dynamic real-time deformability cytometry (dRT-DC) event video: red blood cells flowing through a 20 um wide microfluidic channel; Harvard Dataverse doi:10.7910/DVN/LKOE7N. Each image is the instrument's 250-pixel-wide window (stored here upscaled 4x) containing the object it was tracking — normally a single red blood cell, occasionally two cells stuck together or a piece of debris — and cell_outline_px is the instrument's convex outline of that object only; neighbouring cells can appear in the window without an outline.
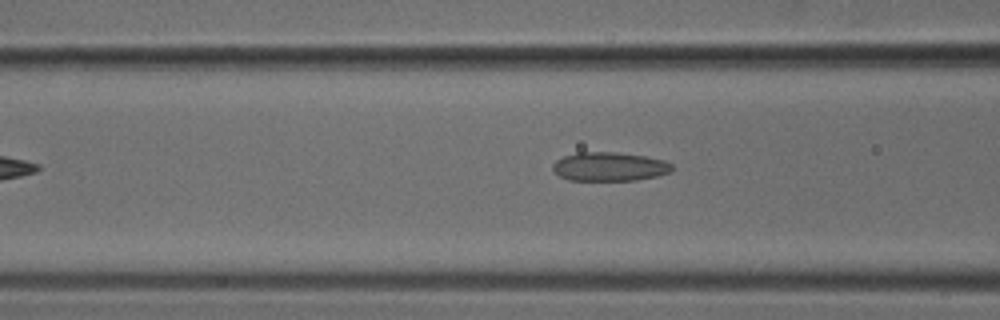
{"species": "common noctule bat (a hibernating species)", "species_latin": "Nyctalus noctula", "temperature_condition": "cold", "stored_images_in_passage": 7, "segment_of_instrument_passage": [2, 2], "camera_frame_rate_fps": 3000, "um_per_image_px": 0.085, "animal": {"sex": "male", "body_mass_g": 18.8}, "frame": {"image": 1, "passage_image": 7, "time_ms": 2.0, "image_size_px": [1000, 320], "cell_outline_px": [[672, 172], [656, 176], [636, 180], [568, 180], [560, 176], [552, 168], [552, 164], [556, 160], [564, 156], [576, 152], [616, 152], [644, 156], [664, 160], [672, 164]], "centroid_in_image_um": [51.8, 14.16], "position_along_channel_um": 114.8, "area_um2": 20.06}}